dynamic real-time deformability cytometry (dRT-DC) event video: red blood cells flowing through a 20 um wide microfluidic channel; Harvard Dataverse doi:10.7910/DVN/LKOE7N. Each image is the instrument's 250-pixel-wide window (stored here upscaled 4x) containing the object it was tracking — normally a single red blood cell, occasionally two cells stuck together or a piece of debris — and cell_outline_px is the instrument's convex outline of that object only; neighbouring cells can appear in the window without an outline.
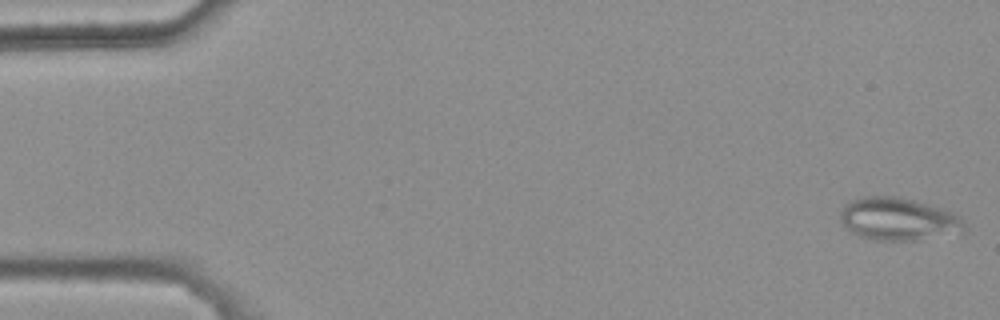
{"species": "common noctule bat (a hibernating species)", "species_latin": "Nyctalus noctula", "temperature_condition": "warm", "stored_images_in_passage": 5, "camera_frame_rate_fps": 3000, "um_per_image_px": 0.085, "animal": {"sex": "female", "body_mass_g": 25.1}, "frame": {"image": 1, "passage_image": 1, "time_ms": 0.0, "image_size_px": [1000, 320], "cell_outline_px": [[964, 232], [916, 240], [872, 240], [860, 236], [844, 228], [840, 220], [840, 208], [848, 200], [864, 196], [900, 196], [928, 204], [952, 212], [960, 216], [964, 224]], "centroid_in_image_um": [76.3, 18.61], "position_along_channel_um": 8.7, "area_um2": 31.15}}